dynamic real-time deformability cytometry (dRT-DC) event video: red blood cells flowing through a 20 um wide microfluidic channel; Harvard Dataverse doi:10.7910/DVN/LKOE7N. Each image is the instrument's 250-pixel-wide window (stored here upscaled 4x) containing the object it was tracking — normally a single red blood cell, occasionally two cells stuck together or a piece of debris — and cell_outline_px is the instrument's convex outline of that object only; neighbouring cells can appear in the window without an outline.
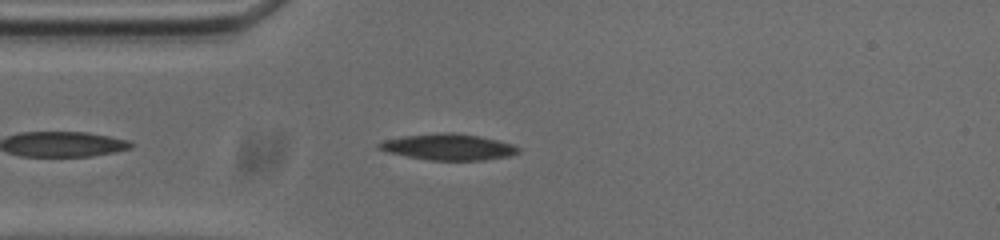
{"species": "common noctule bat (a hibernating species)", "species_latin": "Nyctalus noctula", "temperature_condition": "cold", "stored_images_in_passage": 46, "camera_frame_rate_fps": 3000, "um_per_image_px": 0.085, "animal": {"sex": "male", "body_mass_g": 20.0, "forearm_length_mm": 53.3}, "frame": {"image": 1, "passage_image": 5, "time_ms": 1.333, "image_size_px": [1000, 240], "cell_outline_px": [[520, 152], [508, 156], [484, 160], [428, 160], [388, 152], [380, 148], [376, 144], [384, 140], [404, 136], [444, 132], [452, 132], [476, 136], [496, 140], [512, 144], [520, 148]], "centroid_in_image_um": [38.12, 12.49], "position_along_channel_um": 46.9, "area_um2": 20.92}}
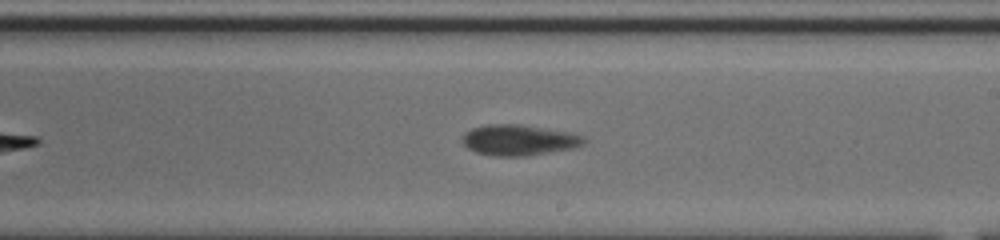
{"frame": {"image": 2, "passage_image": 22, "time_ms": 7.0, "image_size_px": [1000, 240], "cell_outline_px": [[584, 140], [580, 144], [572, 148], [524, 156], [496, 156], [476, 152], [468, 148], [464, 144], [464, 136], [472, 128], [488, 124], [520, 124], [564, 132], [580, 136]], "centroid_in_image_um": [44.03, 11.91], "position_along_channel_um": 245.0, "area_um2": 20.92}}
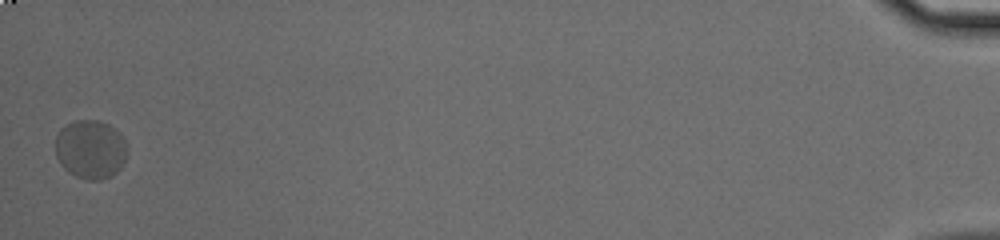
{"frame": {"image": 3, "passage_image": 46, "time_ms": 15.0, "image_size_px": [1000, 240], "cell_outline_px": [[124, 160], [120, 168], [116, 172], [100, 180], [88, 180], [76, 176], [68, 172], [60, 164], [56, 156], [56, 136], [60, 128], [76, 120], [100, 120], [108, 124], [124, 140]], "centroid_in_image_um": [7.63, 12.69], "position_along_channel_um": 427.6, "area_um2": 24.16}, "authors_computed_cell_mechanics": {"area_um2": 21.1259, "velocity_mm_per_s": 3.6366, "shape_relaxation_time_tau1_ms": 5.5035, "shape_relaxation_time_tau2_ms": 1.2095, "deformation_change_tau1": 0.1535, "deformation_change_tau2": 0.0599}}